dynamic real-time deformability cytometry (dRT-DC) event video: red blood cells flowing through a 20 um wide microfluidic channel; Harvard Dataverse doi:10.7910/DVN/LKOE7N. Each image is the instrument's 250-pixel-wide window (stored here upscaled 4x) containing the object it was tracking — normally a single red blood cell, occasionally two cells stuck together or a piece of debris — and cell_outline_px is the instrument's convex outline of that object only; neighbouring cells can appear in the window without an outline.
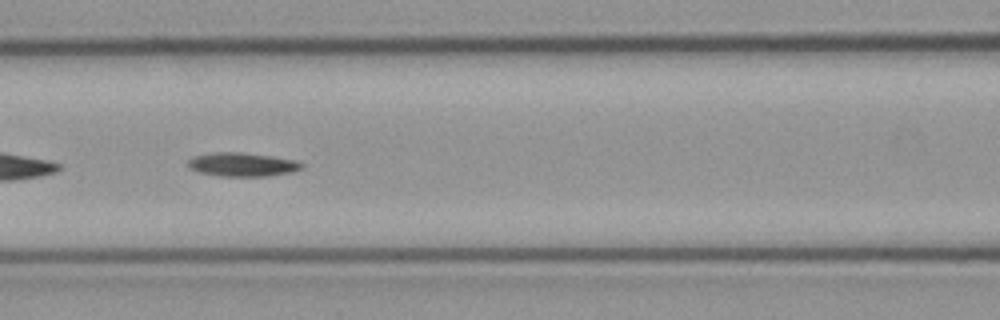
{"species": "common noctule bat (a hibernating species)", "species_latin": "Nyctalus noctula", "temperature_condition": "cold", "stored_images_in_passage": 55, "segment_of_instrument_passage": [2, 2], "camera_frame_rate_fps": 3000, "um_per_image_px": 0.085, "animal": {"sex": "male", "body_mass_g": 23.1, "forearm_length_mm": 52.7}, "frame": {"image": 1, "passage_image": 24, "time_ms": 7.667, "image_size_px": [1000, 320], "cell_outline_px": [[304, 168], [292, 172], [268, 176], [216, 176], [196, 172], [188, 168], [188, 160], [196, 156], [216, 152], [240, 152], [272, 156], [296, 160], [304, 164]], "centroid_in_image_um": [20.6, 13.99], "position_along_channel_um": 146.0, "area_um2": 15.9}}
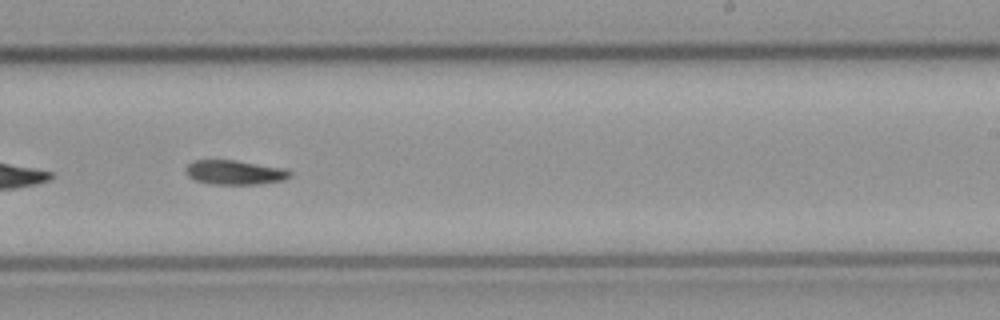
{"frame": {"image": 2, "passage_image": 34, "time_ms": 11.0, "image_size_px": [1000, 320], "cell_outline_px": [[292, 176], [284, 180], [256, 184], [208, 184], [196, 180], [188, 176], [184, 168], [188, 164], [196, 160], [236, 160], [288, 168], [292, 172]], "centroid_in_image_um": [20.0, 14.65], "position_along_channel_um": 269.0, "area_um2": 15.03}}
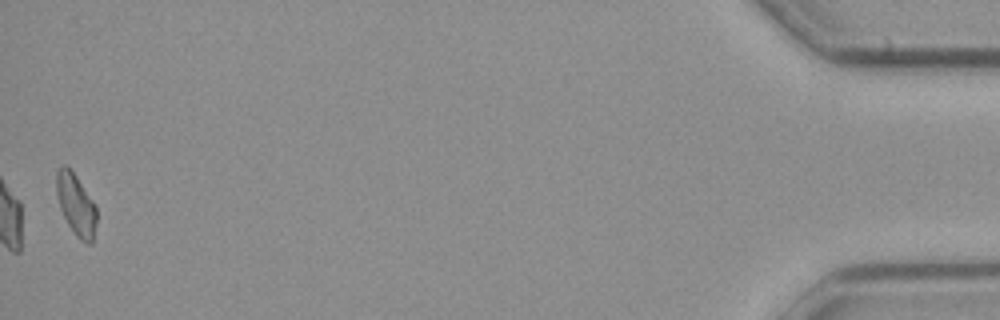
{"frame": {"image": 3, "passage_image": 55, "time_ms": 18.0, "image_size_px": [1000, 320], "cell_outline_px": [[96, 220], [92, 244], [88, 244], [80, 240], [76, 236], [68, 224], [60, 208], [56, 192], [56, 168], [64, 164], [76, 176], [96, 204]], "centroid_in_image_um": [6.45, 17.38], "position_along_channel_um": 428.7, "area_um2": 14.39}}